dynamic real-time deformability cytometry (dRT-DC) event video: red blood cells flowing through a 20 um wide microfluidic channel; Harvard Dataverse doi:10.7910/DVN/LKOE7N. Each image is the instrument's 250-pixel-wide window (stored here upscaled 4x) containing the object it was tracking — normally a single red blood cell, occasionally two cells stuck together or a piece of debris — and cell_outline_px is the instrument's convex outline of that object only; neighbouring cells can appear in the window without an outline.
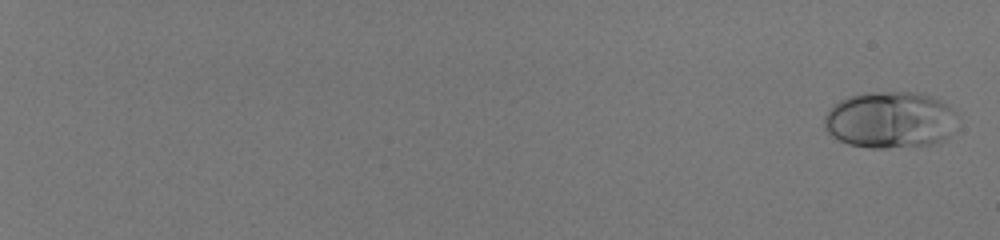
{"species": "human", "species_latin": "Homo sapiens", "temperature_condition": "room temperature", "stored_images_in_passage": 58, "camera_frame_rate_fps": 3000, "um_per_image_px": 0.085, "donor": {"sex": "male"}, "frame": {"image": 1, "passage_image": 2, "time_ms": 0.333, "image_size_px": [1000, 240], "cell_outline_px": [[952, 112], [948, 136], [940, 144], [888, 148], [868, 148], [848, 144], [832, 136], [824, 128], [824, 116], [832, 104], [848, 96], [864, 92], [924, 92], [936, 96], [948, 104], [952, 108]], "centroid_in_image_um": [75.6, 10.18], "position_along_channel_um": 9.4, "area_um2": 44.27}}
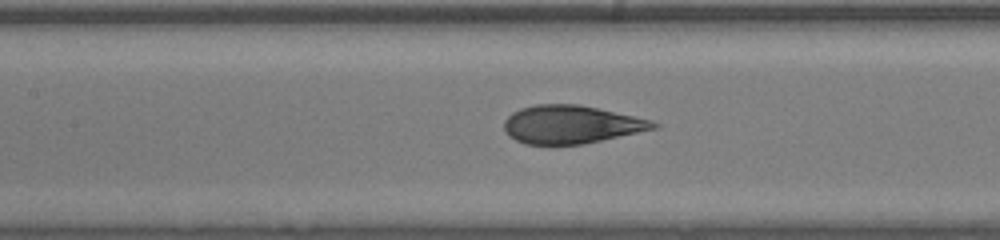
{"frame": {"image": 2, "passage_image": 34, "time_ms": 11.0, "image_size_px": [1000, 240], "cell_outline_px": [[660, 128], [584, 144], [524, 144], [508, 136], [504, 132], [504, 120], [512, 112], [520, 108], [536, 104], [576, 104], [596, 108], [652, 120], [660, 124]], "centroid_in_image_um": [48.55, 10.59], "position_along_channel_um": 158.9, "area_um2": 33.29}}
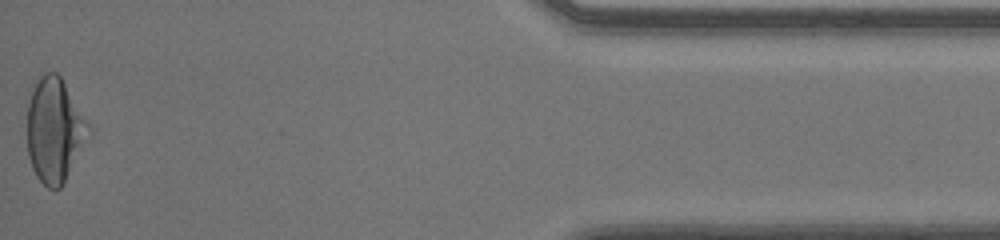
{"frame": {"image": 3, "passage_image": 58, "time_ms": 19.0, "image_size_px": [1000, 240], "cell_outline_px": [[92, 136], [60, 188], [48, 188], [36, 176], [32, 168], [28, 156], [28, 104], [32, 92], [40, 76], [44, 72], [56, 72], [60, 76], [88, 120], [92, 128]], "centroid_in_image_um": [4.69, 11.08], "position_along_channel_um": 430.5, "area_um2": 37.57}, "authors_computed_cell_mechanics": {"area_um2": 36.1539, "velocity_mm_per_s": 4.0699, "shape_relaxation_time_tau1_ms": 4.7537, "shape_relaxation_time_tau2_ms": null, "deformation_change_tau1": 0.1836, "deformation_change_tau2": null}}